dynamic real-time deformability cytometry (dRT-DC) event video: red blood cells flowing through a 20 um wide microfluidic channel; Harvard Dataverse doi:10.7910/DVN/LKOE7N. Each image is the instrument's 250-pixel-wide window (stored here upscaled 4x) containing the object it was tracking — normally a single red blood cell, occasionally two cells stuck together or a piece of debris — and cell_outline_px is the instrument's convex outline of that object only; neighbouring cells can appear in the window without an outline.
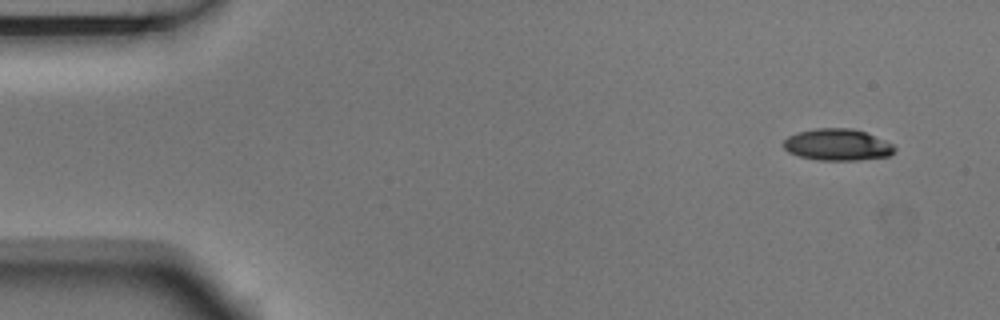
{"species": "Egyptian fruit bat (a non-hibernating species)", "species_latin": "Rousettus aegyptiacus", "temperature_condition": "room temperature", "stored_images_in_passage": 5, "camera_frame_rate_fps": 3000, "um_per_image_px": 0.085, "animal": {"sex": "male"}, "frame": {"image": 1, "passage_image": 1, "time_ms": 0.0, "image_size_px": [1000, 320], "cell_outline_px": [[896, 148], [888, 156], [856, 160], [816, 160], [800, 156], [788, 152], [784, 148], [784, 140], [788, 136], [796, 132], [816, 128], [852, 128], [864, 132], [892, 144]], "centroid_in_image_um": [71.13, 12.3], "position_along_channel_um": 13.9, "area_um2": 20.29}}
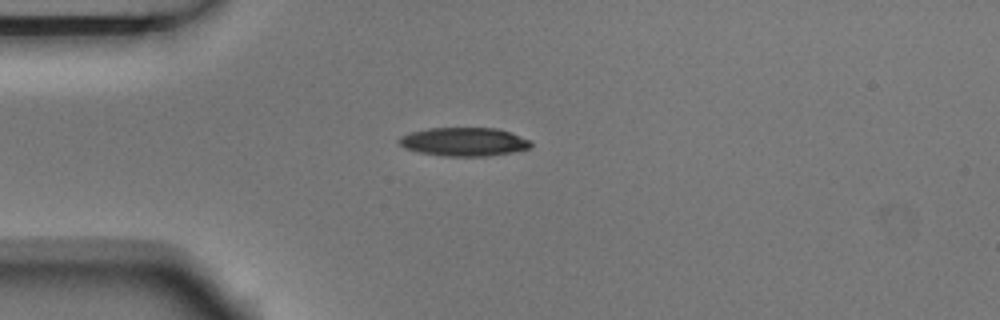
{"frame": {"image": 2, "passage_image": 4, "time_ms": 1.0, "image_size_px": [1000, 320], "cell_outline_px": [[532, 144], [528, 148], [512, 152], [488, 156], [440, 156], [420, 152], [404, 148], [400, 144], [400, 136], [412, 132], [428, 128], [496, 128], [512, 132], [532, 140]], "centroid_in_image_um": [39.47, 12.05], "position_along_channel_um": 45.5, "area_um2": 21.96}}